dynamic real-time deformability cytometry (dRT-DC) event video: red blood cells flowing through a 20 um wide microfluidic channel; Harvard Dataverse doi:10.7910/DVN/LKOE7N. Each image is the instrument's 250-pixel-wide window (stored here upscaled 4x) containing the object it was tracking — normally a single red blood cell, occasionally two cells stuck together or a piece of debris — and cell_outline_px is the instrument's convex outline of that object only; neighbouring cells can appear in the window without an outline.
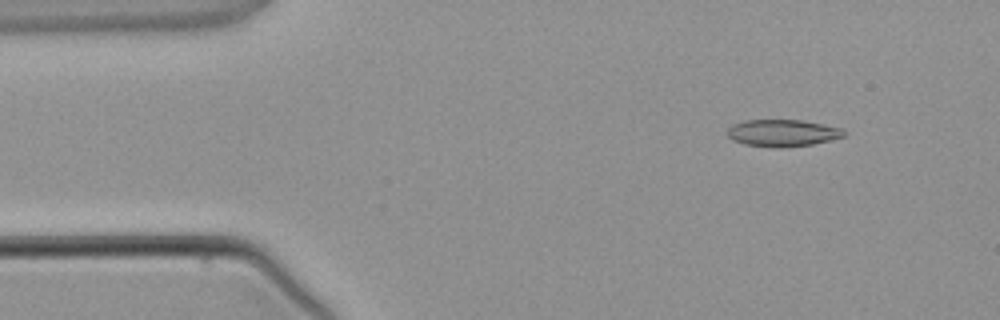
{"species": "common noctule bat (a hibernating species)", "species_latin": "Nyctalus noctula", "temperature_condition": "warm", "stored_images_in_passage": 4, "camera_frame_rate_fps": 3000, "um_per_image_px": 0.085, "animal": {"sex": "male", "body_mass_g": 21.5, "forearm_length_mm": 52.0}, "frame": {"image": 1, "passage_image": 1, "time_ms": 0.0, "image_size_px": [1000, 320], "cell_outline_px": [[844, 136], [812, 144], [780, 148], [772, 148], [744, 144], [732, 140], [728, 136], [728, 128], [732, 124], [744, 120], [804, 120], [844, 128]], "centroid_in_image_um": [66.5, 11.3], "position_along_channel_um": 18.5, "area_um2": 18.44}}
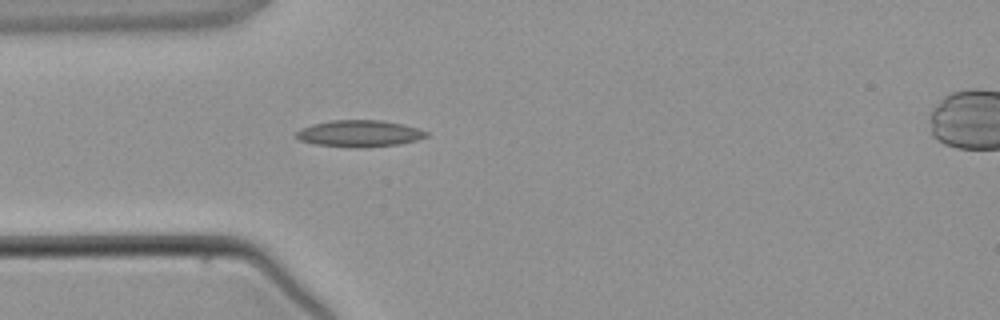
{"frame": {"image": 2, "passage_image": 3, "time_ms": 2.333, "image_size_px": [1000, 320], "cell_outline_px": [[428, 136], [416, 140], [400, 144], [364, 148], [352, 148], [312, 144], [300, 140], [296, 136], [296, 132], [300, 128], [312, 124], [332, 120], [380, 120], [400, 124], [416, 128], [428, 132]], "centroid_in_image_um": [30.51, 11.36], "position_along_channel_um": 54.5, "area_um2": 20.29}}